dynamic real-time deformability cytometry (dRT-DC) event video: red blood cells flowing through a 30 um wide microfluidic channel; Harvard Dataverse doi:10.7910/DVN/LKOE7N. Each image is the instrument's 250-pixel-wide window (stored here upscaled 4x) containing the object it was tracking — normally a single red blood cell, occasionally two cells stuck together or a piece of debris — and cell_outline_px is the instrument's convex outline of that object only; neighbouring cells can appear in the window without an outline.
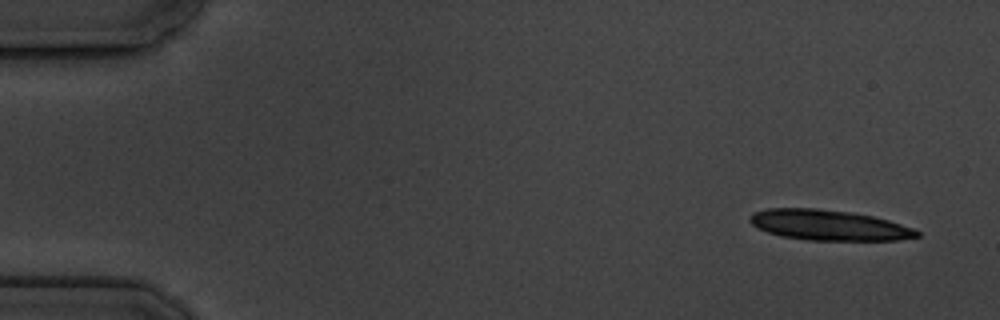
{"species": "common noctule bat (a hibernating species)", "species_latin": "Nyctalus noctula", "temperature_condition": "cold", "stored_images_in_passage": 5, "camera_frame_rate_fps": 3000, "um_per_image_px": 0.085, "animal": {"sex": "male", "body_mass_g": 19.5, "forearm_length_mm": 54.6}, "frame": {"image": 1, "passage_image": 1, "time_ms": 0.0, "image_size_px": [1000, 320], "cell_outline_px": [[920, 236], [896, 240], [808, 240], [780, 236], [756, 228], [748, 220], [748, 216], [756, 212], [768, 208], [816, 208], [852, 212], [872, 216], [888, 220], [912, 228], [920, 232]], "centroid_in_image_um": [70.4, 19.13], "position_along_channel_um": 14.6, "area_um2": 29.59}}